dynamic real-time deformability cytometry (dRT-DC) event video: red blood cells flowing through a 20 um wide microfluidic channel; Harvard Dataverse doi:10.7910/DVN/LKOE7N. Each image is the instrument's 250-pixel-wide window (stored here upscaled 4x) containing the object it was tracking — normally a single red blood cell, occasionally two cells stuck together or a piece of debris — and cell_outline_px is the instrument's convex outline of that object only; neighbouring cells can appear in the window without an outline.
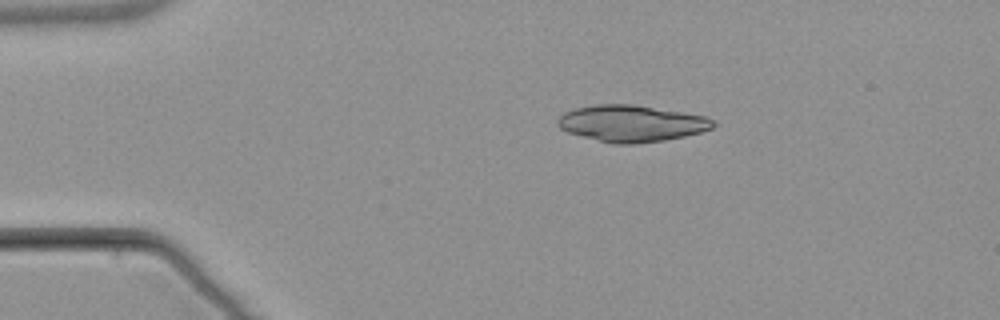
{"species": "common noctule bat (a hibernating species)", "species_latin": "Nyctalus noctula", "temperature_condition": "warm", "stored_images_in_passage": 4, "camera_frame_rate_fps": 3000, "um_per_image_px": 0.085, "animal": {"sex": "male", "body_mass_g": 21.5, "forearm_length_mm": 52.0}, "frame": {"image": 1, "passage_image": 2, "time_ms": 2.0, "image_size_px": [1000, 320], "cell_outline_px": [[716, 124], [712, 128], [700, 132], [684, 136], [664, 140], [632, 144], [612, 144], [568, 132], [560, 128], [556, 124], [556, 120], [564, 112], [576, 108], [596, 104], [632, 104], [704, 116], [716, 120]], "centroid_in_image_um": [53.66, 10.49], "position_along_channel_um": 31.3, "area_um2": 32.95}}